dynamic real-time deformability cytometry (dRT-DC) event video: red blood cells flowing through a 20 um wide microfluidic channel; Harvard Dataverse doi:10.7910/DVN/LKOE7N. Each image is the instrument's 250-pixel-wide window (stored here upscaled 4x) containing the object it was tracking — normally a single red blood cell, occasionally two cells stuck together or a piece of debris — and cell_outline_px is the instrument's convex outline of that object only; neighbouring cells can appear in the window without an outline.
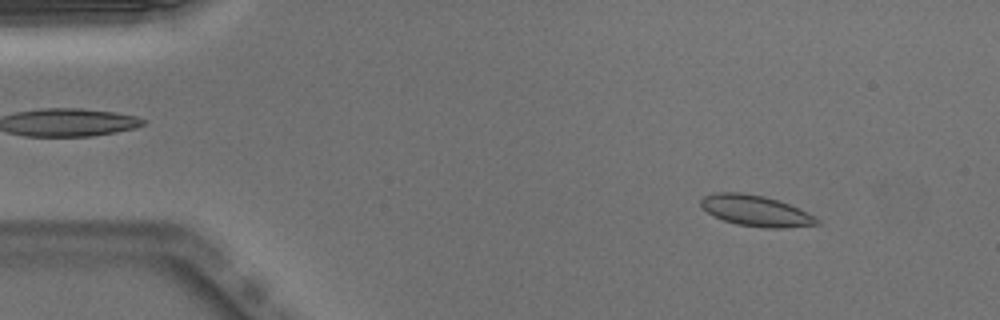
{"species": "Egyptian fruit bat (a non-hibernating species)", "species_latin": "Rousettus aegyptiacus", "temperature_condition": "warm", "stored_images_in_passage": 46, "camera_frame_rate_fps": 3000, "um_per_image_px": 0.085, "animal": {"sex": "male"}, "frame": {"image": 1, "passage_image": 2, "time_ms": 0.333, "image_size_px": [1000, 320], "cell_outline_px": [[820, 224], [784, 228], [764, 228], [736, 224], [712, 216], [700, 204], [700, 200], [704, 196], [712, 192], [740, 192], [764, 196], [788, 204], [820, 220]], "centroid_in_image_um": [64.18, 17.92], "position_along_channel_um": 20.8, "area_um2": 20.69}}
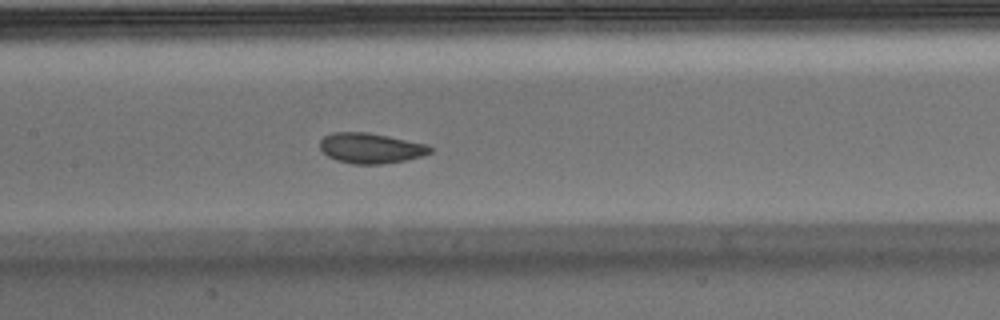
{"frame": {"image": 2, "passage_image": 20, "time_ms": 6.333, "image_size_px": [1000, 320], "cell_outline_px": [[432, 152], [424, 156], [408, 160], [380, 164], [352, 164], [336, 160], [328, 156], [320, 148], [320, 140], [324, 136], [332, 132], [368, 132], [428, 144], [432, 148]], "centroid_in_image_um": [31.54, 12.59], "position_along_channel_um": 175.9, "area_um2": 19.65}}
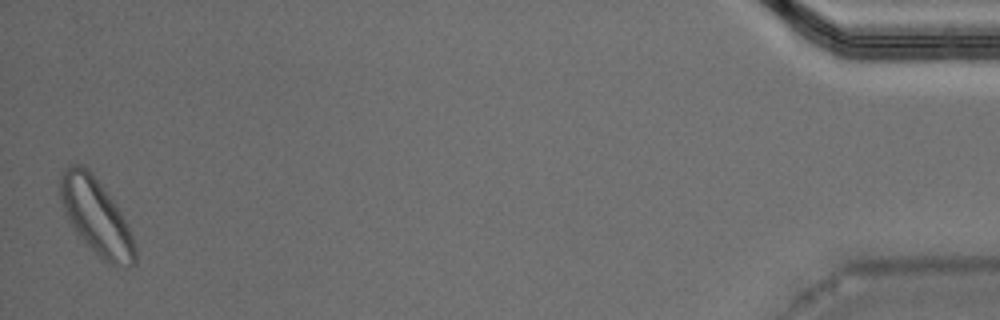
{"frame": {"image": 3, "passage_image": 46, "time_ms": 15.0, "image_size_px": [1000, 320], "cell_outline_px": [[136, 264], [128, 268], [108, 264], [100, 260], [72, 228], [64, 212], [60, 200], [60, 176], [68, 164], [80, 164], [88, 168], [92, 172], [116, 204], [132, 232], [136, 248]], "centroid_in_image_um": [8.19, 18.45], "position_along_channel_um": 427.0, "area_um2": 33.7}, "authors_computed_cell_mechanics": {"area_um2": 20.2878, "velocity_mm_per_s": 3.945, "shape_relaxation_time_tau1_ms": 4.6234, "shape_relaxation_time_tau2_ms": 6.9672, "deformation_change_tau1": 0.0922, "deformation_change_tau2": 0.0515}}